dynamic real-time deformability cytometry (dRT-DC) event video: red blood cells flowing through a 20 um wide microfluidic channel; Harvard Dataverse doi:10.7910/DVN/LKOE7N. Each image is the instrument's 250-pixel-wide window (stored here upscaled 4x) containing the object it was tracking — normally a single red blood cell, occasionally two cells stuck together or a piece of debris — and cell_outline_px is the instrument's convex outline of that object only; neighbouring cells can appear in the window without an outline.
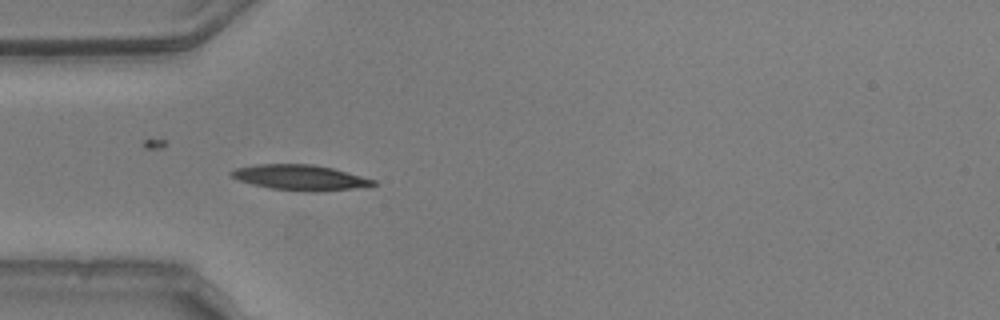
{"species": "common noctule bat (a hibernating species)", "species_latin": "Nyctalus noctula", "temperature_condition": "warm", "stored_images_in_passage": 39, "camera_frame_rate_fps": 3000, "um_per_image_px": 0.085, "animal": {"sex": "male", "body_mass_g": 20.5, "forearm_length_mm": 52.5}, "frame": {"image": 1, "passage_image": 1, "time_ms": 0.0, "image_size_px": [1000, 320], "cell_outline_px": [[376, 184], [352, 188], [316, 192], [304, 192], [272, 188], [252, 184], [240, 180], [232, 176], [228, 172], [236, 168], [256, 164], [312, 164], [332, 168], [376, 180]], "centroid_in_image_um": [25.48, 15.08], "position_along_channel_um": 59.5, "area_um2": 20.75}}
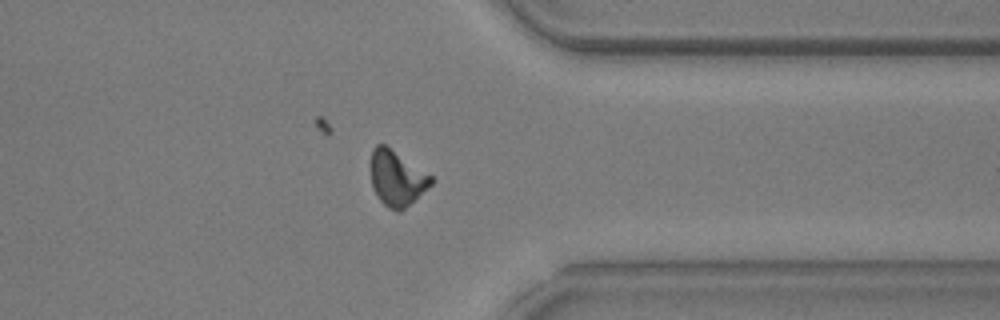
{"frame": {"image": 2, "passage_image": 27, "time_ms": 8.667, "image_size_px": [1000, 320], "cell_outline_px": [[436, 180], [432, 184], [400, 212], [396, 212], [388, 208], [376, 196], [372, 188], [372, 148], [376, 144], [384, 144], [432, 176]], "centroid_in_image_um": [33.73, 15.17], "position_along_channel_um": 377.7, "area_um2": 19.19}}
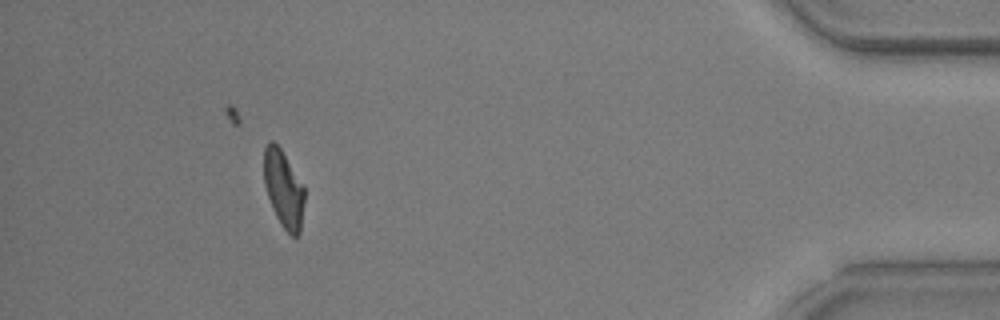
{"frame": {"image": 3, "passage_image": 34, "time_ms": 11.0, "image_size_px": [1000, 320], "cell_outline_px": [[304, 200], [300, 232], [296, 236], [292, 236], [280, 224], [272, 208], [264, 184], [264, 148], [272, 140], [280, 148], [304, 184]], "centroid_in_image_um": [24.11, 16.06], "position_along_channel_um": 411.1, "area_um2": 18.15}, "authors_computed_cell_mechanics": {"area_um2": 19.363, "velocity_mm_per_s": 3.7539, "shape_relaxation_time_tau1_ms": 6.1341, "shape_relaxation_time_tau2_ms": 2.2514, "deformation_change_tau1": 0.1847, "deformation_change_tau2": 0.0993}}